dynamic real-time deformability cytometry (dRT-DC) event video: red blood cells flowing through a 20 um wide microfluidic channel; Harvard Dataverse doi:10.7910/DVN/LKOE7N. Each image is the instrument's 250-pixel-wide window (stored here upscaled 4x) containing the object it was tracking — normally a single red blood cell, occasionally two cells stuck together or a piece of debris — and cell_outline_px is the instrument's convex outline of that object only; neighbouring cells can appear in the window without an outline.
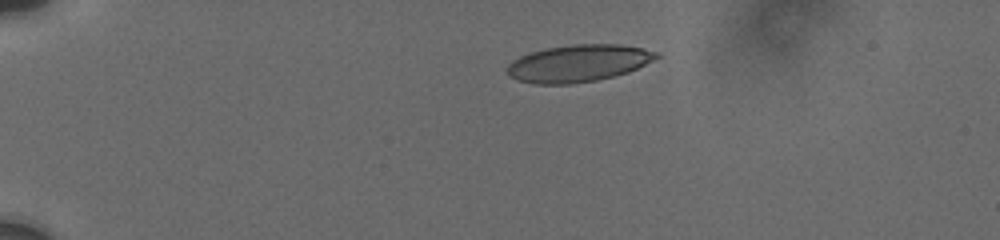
{"species": "human", "species_latin": "Homo sapiens", "temperature_condition": "cold", "stored_images_in_passage": 44, "camera_frame_rate_fps": 3000, "um_per_image_px": 0.085, "donor": {"sex": "male"}, "frame": {"image": 1, "passage_image": 1, "time_ms": 0.0, "image_size_px": [1000, 240], "cell_outline_px": [[660, 56], [628, 72], [596, 80], [568, 84], [536, 84], [516, 80], [508, 76], [508, 64], [512, 60], [520, 56], [532, 52], [548, 48], [572, 44], [620, 44], [640, 48], [656, 52]], "centroid_in_image_um": [49.11, 5.38], "position_along_channel_um": 35.9, "area_um2": 31.91}}
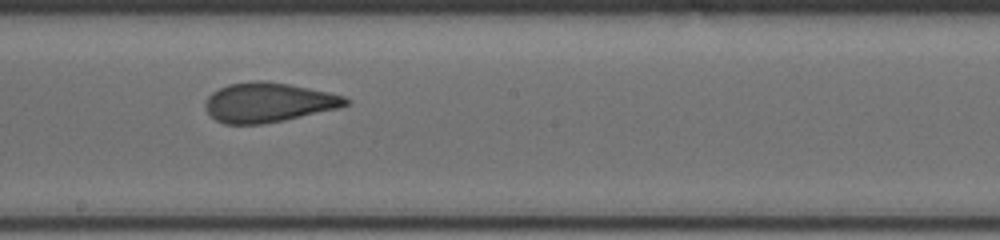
{"frame": {"image": 2, "passage_image": 23, "time_ms": 7.0, "image_size_px": [1000, 240], "cell_outline_px": [[352, 100], [348, 104], [336, 108], [284, 120], [260, 124], [224, 124], [216, 120], [204, 108], [204, 104], [208, 96], [212, 92], [228, 84], [256, 80], [260, 80], [288, 84], [328, 92], [344, 96]], "centroid_in_image_um": [22.78, 8.7], "position_along_channel_um": 225.4, "area_um2": 32.08}}
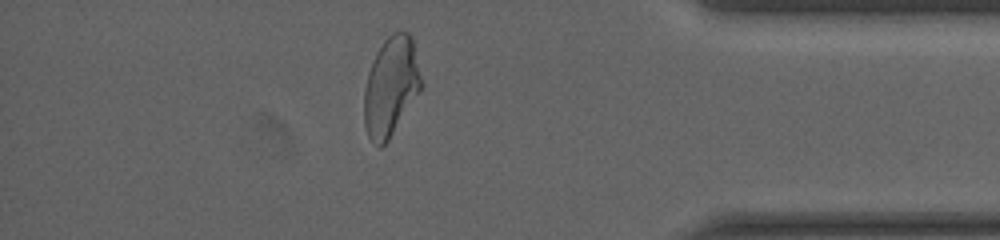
{"frame": {"image": 3, "passage_image": 39, "time_ms": 12.333, "image_size_px": [1000, 240], "cell_outline_px": [[424, 84], [420, 92], [388, 140], [380, 148], [368, 136], [364, 124], [364, 88], [368, 72], [372, 60], [376, 52], [384, 40], [392, 32], [408, 32], [412, 36]], "centroid_in_image_um": [33.24, 7.32], "position_along_channel_um": 402.0, "area_um2": 33.29}, "authors_computed_cell_mechanics": {"area_um2": 32.5125, "velocity_mm_per_s": 3.7526, "shape_relaxation_time_tau1_ms": 8.0766, "shape_relaxation_time_tau2_ms": 1.0396, "deformation_change_tau1": 0.2109, "deformation_change_tau2": 0.0832}}